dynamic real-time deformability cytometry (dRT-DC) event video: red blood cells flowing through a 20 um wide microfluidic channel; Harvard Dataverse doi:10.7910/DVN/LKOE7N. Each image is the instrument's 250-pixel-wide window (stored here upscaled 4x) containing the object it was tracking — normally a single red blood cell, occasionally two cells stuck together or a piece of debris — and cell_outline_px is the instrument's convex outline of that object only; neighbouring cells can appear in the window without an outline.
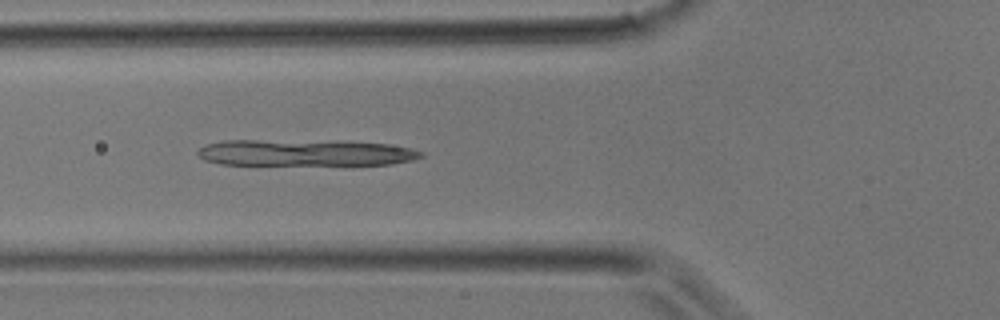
{"species": "common noctule bat (a hibernating species)", "species_latin": "Nyctalus noctula", "temperature_condition": "room temperature", "stored_images_in_passage": 4, "camera_frame_rate_fps": 3000, "um_per_image_px": 0.085, "animal": {"sex": "male", "body_mass_g": 17.9}, "frame": {"image": 1, "passage_image": 4, "time_ms": 1.0, "image_size_px": [1000, 320], "cell_outline_px": [[424, 156], [412, 160], [392, 164], [220, 164], [204, 160], [196, 152], [204, 144], [224, 140], [256, 140], [388, 144], [412, 148], [424, 152]], "centroid_in_image_um": [25.88, 12.99], "position_along_channel_um": 99.9, "area_um2": 33.47}}